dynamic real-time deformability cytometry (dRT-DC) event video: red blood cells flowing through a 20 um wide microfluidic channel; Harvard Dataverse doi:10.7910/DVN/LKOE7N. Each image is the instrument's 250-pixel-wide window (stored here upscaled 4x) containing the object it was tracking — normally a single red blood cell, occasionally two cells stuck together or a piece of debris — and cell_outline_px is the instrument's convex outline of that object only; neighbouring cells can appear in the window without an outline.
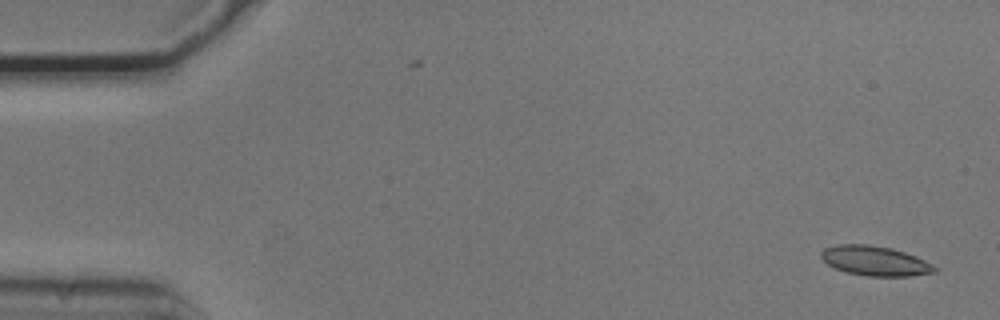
{"species": "common noctule bat (a hibernating species)", "species_latin": "Nyctalus noctula", "temperature_condition": "cold", "stored_images_in_passage": 15, "camera_frame_rate_fps": 3000, "um_per_image_px": 0.085, "animal": {"sex": "male", "body_mass_g": 20.5, "forearm_length_mm": 52.5}, "frame": {"image": 1, "passage_image": 1, "time_ms": 0.0, "image_size_px": [1000, 320], "cell_outline_px": [[940, 268], [936, 272], [908, 276], [868, 276], [848, 272], [836, 268], [828, 264], [820, 256], [820, 252], [824, 248], [836, 244], [868, 244], [892, 248], [916, 256]], "centroid_in_image_um": [74.39, 22.16], "position_along_channel_um": 10.6, "area_um2": 19.65}}
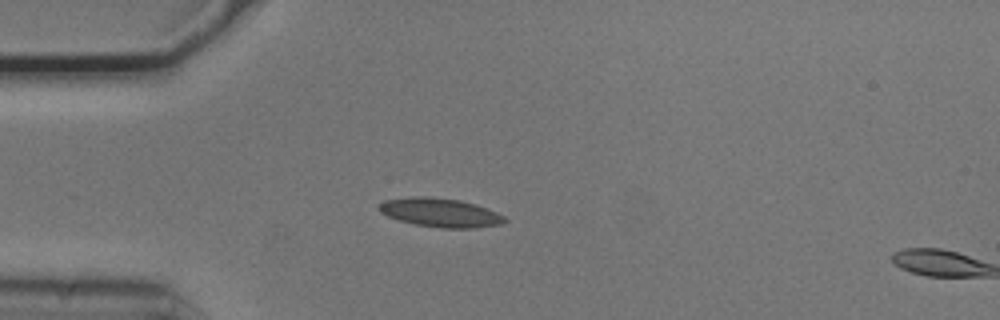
{"frame": {"image": 2, "passage_image": 13, "time_ms": 4.0, "image_size_px": [1000, 320], "cell_outline_px": [[508, 220], [500, 224], [476, 228], [440, 228], [416, 224], [400, 220], [388, 216], [380, 212], [376, 208], [384, 200], [412, 196], [428, 196], [460, 200], [476, 204], [496, 212], [504, 216]], "centroid_in_image_um": [37.41, 18.06], "position_along_channel_um": 47.6, "area_um2": 21.15}}